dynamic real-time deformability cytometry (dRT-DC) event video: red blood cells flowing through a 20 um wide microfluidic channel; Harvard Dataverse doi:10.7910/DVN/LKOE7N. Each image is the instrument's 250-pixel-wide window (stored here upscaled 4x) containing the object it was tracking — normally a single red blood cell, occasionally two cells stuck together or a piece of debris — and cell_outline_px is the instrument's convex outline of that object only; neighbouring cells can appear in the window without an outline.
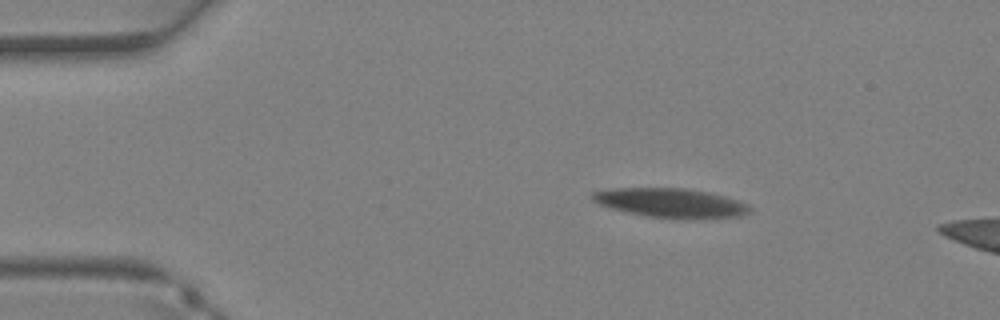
{"species": "Egyptian fruit bat (a non-hibernating species)", "species_latin": "Rousettus aegyptiacus", "temperature_condition": "warm", "stored_images_in_passage": 6, "camera_frame_rate_fps": 3000, "um_per_image_px": 0.085, "animal": {"sex": "female"}, "frame": {"image": 1, "passage_image": 1, "time_ms": 0.0, "image_size_px": [1000, 320], "cell_outline_px": [[752, 208], [748, 212], [740, 216], [648, 216], [608, 208], [592, 200], [588, 196], [592, 192], [612, 188], [684, 188], [708, 192], [724, 196], [748, 204]], "centroid_in_image_um": [56.9, 17.19], "position_along_channel_um": 28.1, "area_um2": 25.72}}